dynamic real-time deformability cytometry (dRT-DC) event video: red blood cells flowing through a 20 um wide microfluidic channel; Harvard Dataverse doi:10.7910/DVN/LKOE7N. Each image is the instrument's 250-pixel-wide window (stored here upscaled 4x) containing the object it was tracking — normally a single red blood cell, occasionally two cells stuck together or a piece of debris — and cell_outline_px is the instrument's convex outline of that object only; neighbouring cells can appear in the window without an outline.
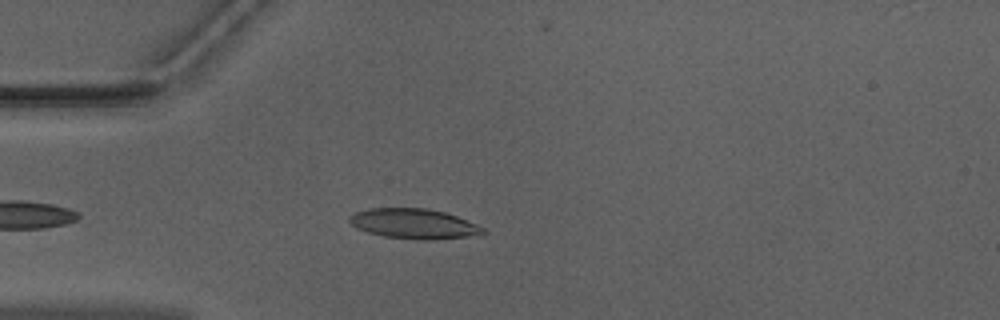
{"species": "Egyptian fruit bat (a non-hibernating species)", "species_latin": "Rousettus aegyptiacus", "temperature_condition": "warm", "stored_images_in_passage": 41, "camera_frame_rate_fps": 3000, "um_per_image_px": 0.085, "animal": {"sex": "male"}, "frame": {"image": 1, "passage_image": 6, "time_ms": 1.667, "image_size_px": [1000, 320], "cell_outline_px": [[488, 232], [464, 236], [432, 240], [420, 240], [384, 236], [368, 232], [356, 228], [348, 220], [356, 212], [368, 208], [424, 208], [444, 212], [456, 216], [476, 224], [484, 228]], "centroid_in_image_um": [35.16, 19.01], "position_along_channel_um": 49.8, "area_um2": 23.0}}
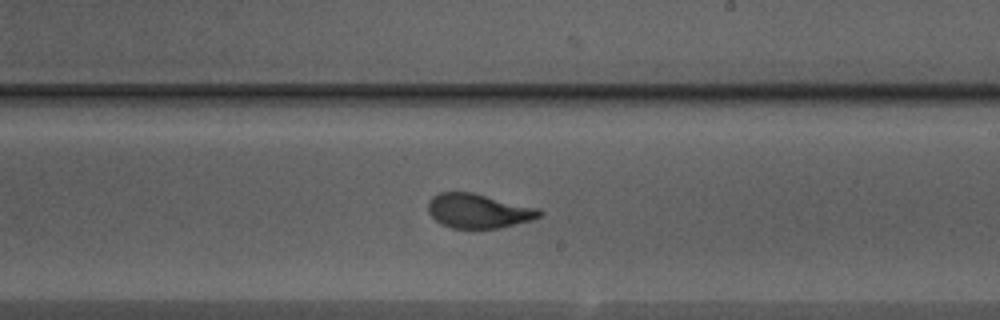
{"frame": {"image": 2, "passage_image": 22, "time_ms": 7.0, "image_size_px": [1000, 320], "cell_outline_px": [[544, 212], [540, 216], [532, 220], [500, 228], [452, 228], [440, 224], [428, 212], [428, 200], [432, 196], [440, 192], [472, 192], [540, 208]], "centroid_in_image_um": [40.68, 17.92], "position_along_channel_um": 248.3, "area_um2": 22.48}}
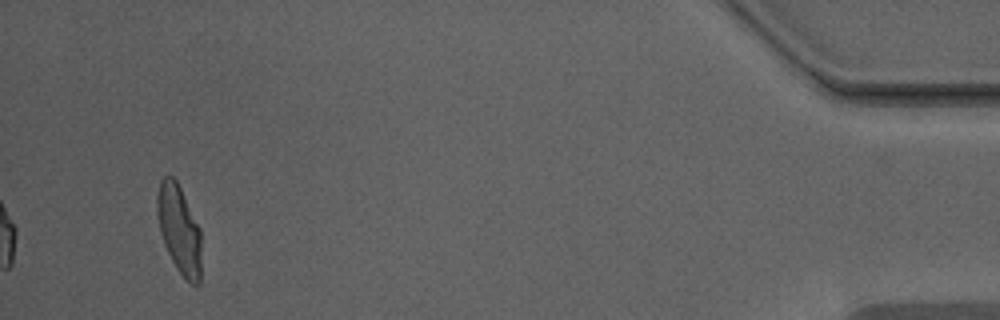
{"frame": {"image": 3, "passage_image": 41, "time_ms": 13.333, "image_size_px": [1000, 320], "cell_outline_px": [[200, 284], [188, 284], [184, 280], [176, 268], [164, 244], [160, 232], [156, 212], [156, 196], [160, 180], [164, 176], [172, 176], [176, 180], [200, 228]], "centroid_in_image_um": [15.21, 19.52], "position_along_channel_um": 420.0, "area_um2": 22.83}, "authors_computed_cell_mechanics": {"area_um2": 22.4264, "velocity_mm_per_s": 3.9631, "shape_relaxation_time_tau1_ms": 6.1126, "shape_relaxation_time_tau2_ms": 0.6641, "deformation_change_tau1": 0.2147, "deformation_change_tau2": 0.0729}}